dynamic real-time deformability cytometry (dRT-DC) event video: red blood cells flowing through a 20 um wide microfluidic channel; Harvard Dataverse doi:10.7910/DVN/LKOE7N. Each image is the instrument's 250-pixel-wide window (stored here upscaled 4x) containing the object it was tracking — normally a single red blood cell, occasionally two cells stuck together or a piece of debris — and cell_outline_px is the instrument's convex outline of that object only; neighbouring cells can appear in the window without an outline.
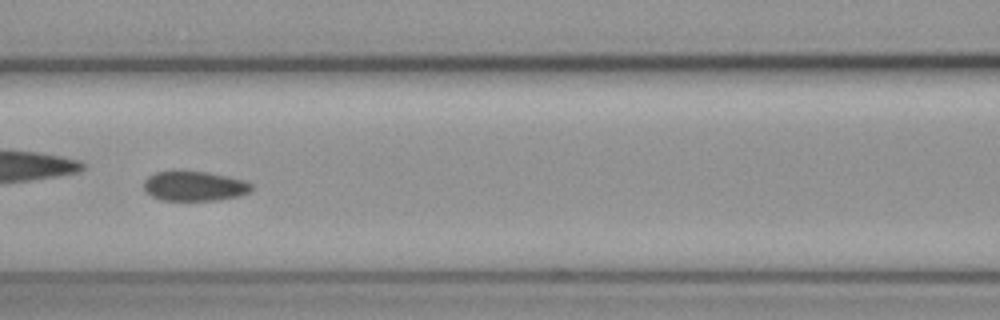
{"species": "common noctule bat (a hibernating species)", "species_latin": "Nyctalus noctula", "temperature_condition": "cold", "stored_images_in_passage": 6, "camera_frame_rate_fps": 3000, "um_per_image_px": 0.085, "animal": {"sex": "female", "body_mass_g": 19.3, "forearm_length_mm": 54.1}, "frame": {"image": 1, "passage_image": 3, "time_ms": 0.667, "image_size_px": [1000, 320], "cell_outline_px": [[252, 188], [248, 192], [240, 196], [220, 200], [160, 200], [152, 196], [144, 188], [144, 180], [148, 176], [156, 172], [180, 168], [208, 172], [244, 180], [252, 184]], "centroid_in_image_um": [16.5, 15.78], "position_along_channel_um": 150.1, "area_um2": 19.19}}